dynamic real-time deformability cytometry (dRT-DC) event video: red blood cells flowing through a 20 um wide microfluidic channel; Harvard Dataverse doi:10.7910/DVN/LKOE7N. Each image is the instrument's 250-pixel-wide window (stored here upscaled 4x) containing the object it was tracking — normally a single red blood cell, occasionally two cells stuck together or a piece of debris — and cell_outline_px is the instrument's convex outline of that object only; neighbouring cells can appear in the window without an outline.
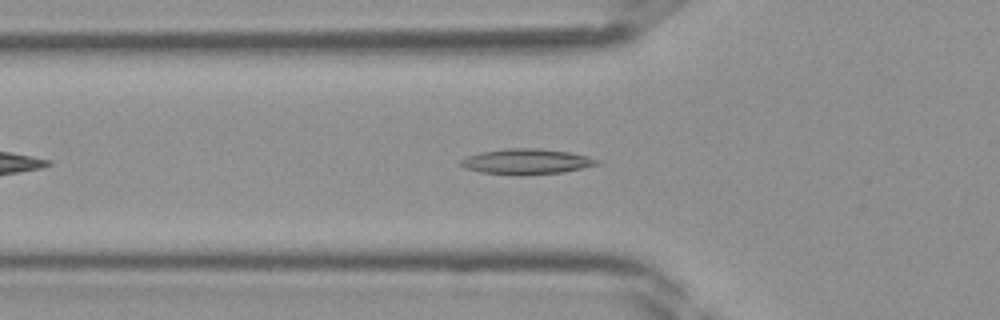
{"species": "Egyptian fruit bat (a non-hibernating species)", "species_latin": "Rousettus aegyptiacus", "temperature_condition": "room temperature", "stored_images_in_passage": 33, "camera_frame_rate_fps": 3000, "um_per_image_px": 0.085, "frame": {"image": 1, "passage_image": 6, "time_ms": 1.667, "image_size_px": [1000, 320], "cell_outline_px": [[600, 164], [564, 172], [520, 176], [480, 172], [464, 168], [460, 164], [460, 160], [468, 156], [480, 152], [504, 148], [540, 148], [568, 152], [588, 156], [600, 160]], "centroid_in_image_um": [44.75, 13.74], "position_along_channel_um": 81.1, "area_um2": 20.46}}
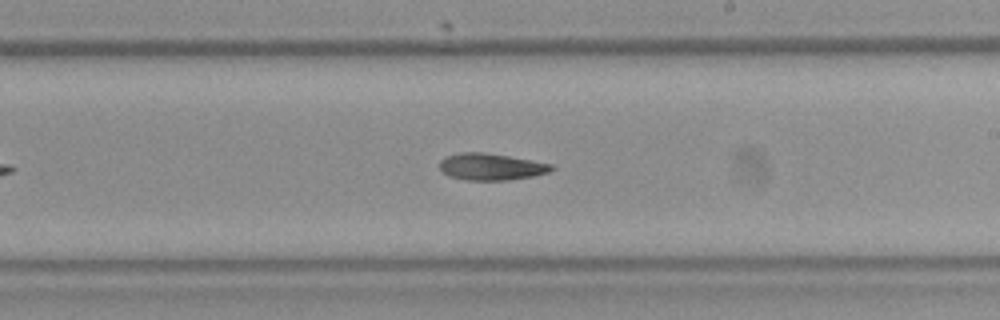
{"frame": {"image": 2, "passage_image": 16, "time_ms": 5.0, "image_size_px": [1000, 320], "cell_outline_px": [[556, 168], [548, 172], [532, 176], [508, 180], [464, 180], [448, 176], [440, 168], [440, 160], [444, 156], [460, 152], [484, 152], [532, 160], [552, 164]], "centroid_in_image_um": [41.72, 14.17], "position_along_channel_um": 247.3, "area_um2": 17.51}}
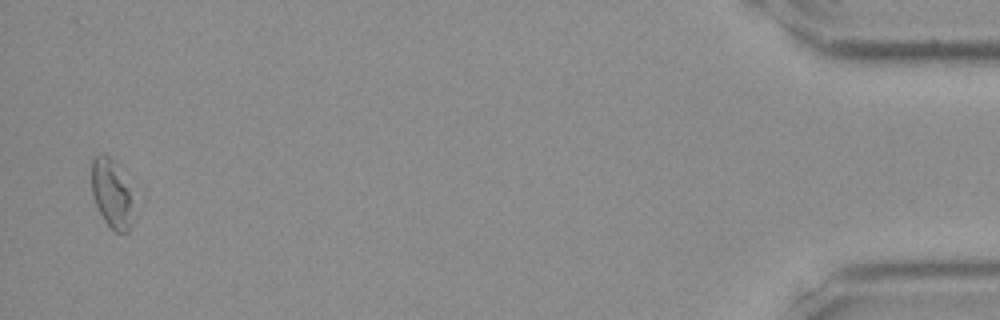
{"frame": {"image": 3, "passage_image": 32, "time_ms": 10.333, "image_size_px": [1000, 320], "cell_outline_px": [[128, 232], [116, 232], [104, 220], [92, 196], [92, 156], [100, 152], [104, 152], [116, 160], [128, 188]], "centroid_in_image_um": [9.37, 16.29], "position_along_channel_um": 425.8, "area_um2": 15.84}}